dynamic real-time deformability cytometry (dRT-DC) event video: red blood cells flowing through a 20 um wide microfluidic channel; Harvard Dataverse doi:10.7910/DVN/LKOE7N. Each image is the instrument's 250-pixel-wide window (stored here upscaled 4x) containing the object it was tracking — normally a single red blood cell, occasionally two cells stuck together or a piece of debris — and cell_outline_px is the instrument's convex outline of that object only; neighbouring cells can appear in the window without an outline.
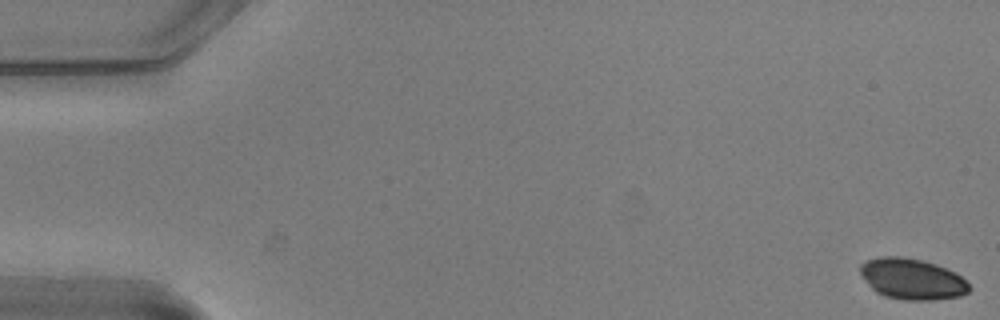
{"species": "common noctule bat (a hibernating species)", "species_latin": "Nyctalus noctula", "temperature_condition": "warm", "stored_images_in_passage": 16, "camera_frame_rate_fps": 3000, "um_per_image_px": 0.085, "animal": {"sex": "male", "body_mass_g": 20.5, "forearm_length_mm": 52.5}, "frame": {"image": 1, "passage_image": 1, "time_ms": 0.0, "image_size_px": [1000, 320], "cell_outline_px": [[972, 288], [968, 292], [960, 296], [936, 300], [904, 300], [884, 296], [876, 292], [868, 284], [860, 272], [860, 264], [868, 260], [880, 256], [900, 256], [920, 260], [936, 264], [956, 272]], "centroid_in_image_um": [77.53, 23.72], "position_along_channel_um": 7.5, "area_um2": 26.01}}
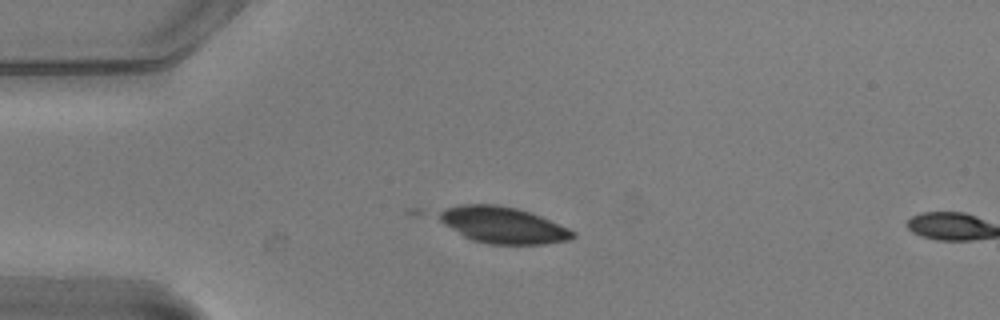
{"frame": {"image": 2, "passage_image": 14, "time_ms": 4.333, "image_size_px": [1000, 320], "cell_outline_px": [[576, 236], [568, 240], [544, 244], [488, 244], [472, 240], [464, 236], [444, 224], [432, 212], [444, 208], [460, 204], [496, 204], [516, 208], [532, 212], [568, 228], [576, 232]], "centroid_in_image_um": [42.71, 19.11], "position_along_channel_um": 42.3, "area_um2": 28.67}}